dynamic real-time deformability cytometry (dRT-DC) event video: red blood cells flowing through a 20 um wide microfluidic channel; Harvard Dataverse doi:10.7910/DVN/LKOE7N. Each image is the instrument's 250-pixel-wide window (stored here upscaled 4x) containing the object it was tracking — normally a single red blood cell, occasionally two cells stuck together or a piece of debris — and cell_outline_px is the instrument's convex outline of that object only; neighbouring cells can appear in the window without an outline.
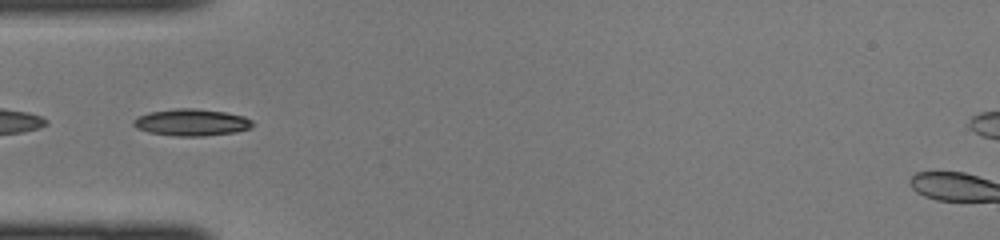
{"species": "common noctule bat (a hibernating species)", "species_latin": "Nyctalus noctula", "temperature_condition": "cold", "stored_images_in_passage": 12, "camera_frame_rate_fps": 3000, "um_per_image_px": 0.085, "animal": {"sex": "female", "body_mass_g": 22.0, "forearm_length_mm": 56.7}, "frame": {"image": 1, "passage_image": 1, "time_ms": 0.0, "image_size_px": [1000, 240], "cell_outline_px": [[252, 128], [236, 132], [204, 136], [172, 136], [148, 132], [136, 128], [132, 124], [132, 120], [148, 112], [176, 108], [196, 108], [224, 112], [244, 116], [252, 120]], "centroid_in_image_um": [16.26, 10.41], "position_along_channel_um": 68.7, "area_um2": 18.79}}
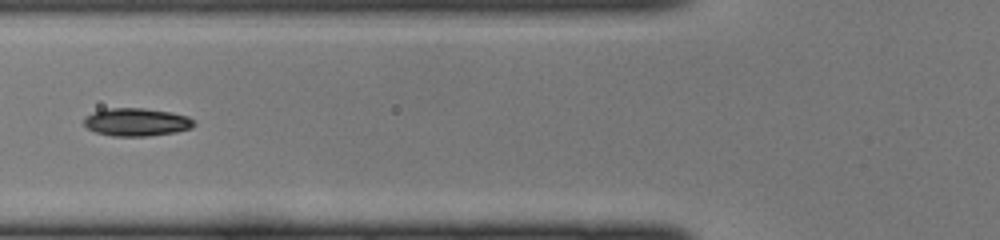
{"frame": {"image": 2, "passage_image": 4, "time_ms": 1.0, "image_size_px": [1000, 240], "cell_outline_px": [[196, 124], [192, 128], [176, 132], [148, 136], [112, 136], [96, 132], [88, 128], [84, 124], [84, 116], [92, 112], [112, 108], [144, 108], [172, 112], [188, 116]], "centroid_in_image_um": [11.62, 10.37], "position_along_channel_um": 114.2, "area_um2": 17.98}}
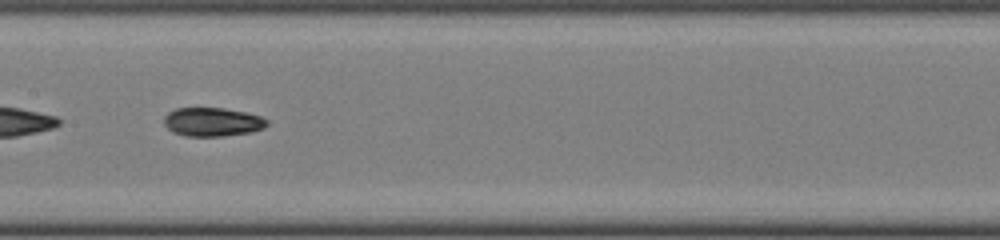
{"frame": {"image": 3, "passage_image": 9, "time_ms": 2.667, "image_size_px": [1000, 240], "cell_outline_px": [[268, 124], [264, 128], [252, 132], [224, 136], [184, 136], [172, 132], [164, 124], [164, 116], [168, 112], [176, 108], [224, 108], [244, 112], [260, 116], [268, 120]], "centroid_in_image_um": [18.05, 10.37], "position_along_channel_um": 189.4, "area_um2": 17.34}}